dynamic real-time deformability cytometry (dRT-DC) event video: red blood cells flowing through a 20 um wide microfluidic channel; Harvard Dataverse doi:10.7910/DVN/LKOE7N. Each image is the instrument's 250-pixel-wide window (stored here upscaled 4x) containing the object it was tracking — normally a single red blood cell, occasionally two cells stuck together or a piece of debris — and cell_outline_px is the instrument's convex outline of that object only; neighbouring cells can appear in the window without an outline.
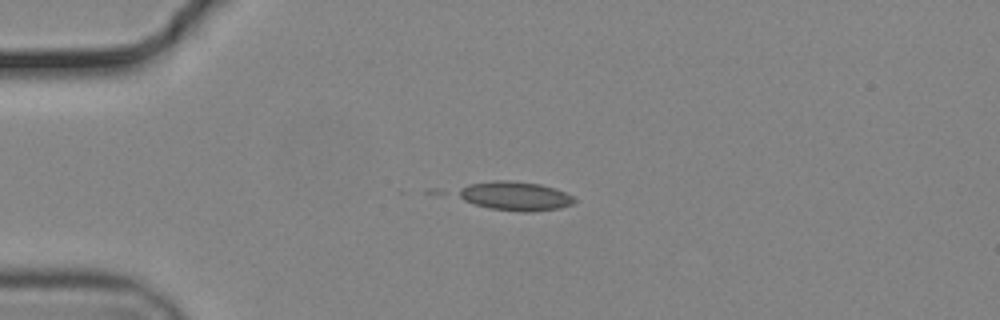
{"species": "common noctule bat (a hibernating species)", "species_latin": "Nyctalus noctula", "temperature_condition": "cold", "stored_images_in_passage": 5, "camera_frame_rate_fps": 3000, "um_per_image_px": 0.085, "animal": {"sex": "male", "body_mass_g": 19.2, "forearm_length_mm": 51.8}, "frame": {"image": 1, "passage_image": 1, "time_ms": 0.0, "image_size_px": [1000, 320], "cell_outline_px": [[576, 200], [572, 204], [560, 208], [532, 212], [524, 212], [488, 208], [464, 200], [452, 192], [468, 184], [496, 180], [512, 180], [540, 184], [556, 188], [572, 196]], "centroid_in_image_um": [43.75, 16.65], "position_along_channel_um": 41.2, "area_um2": 19.83}}